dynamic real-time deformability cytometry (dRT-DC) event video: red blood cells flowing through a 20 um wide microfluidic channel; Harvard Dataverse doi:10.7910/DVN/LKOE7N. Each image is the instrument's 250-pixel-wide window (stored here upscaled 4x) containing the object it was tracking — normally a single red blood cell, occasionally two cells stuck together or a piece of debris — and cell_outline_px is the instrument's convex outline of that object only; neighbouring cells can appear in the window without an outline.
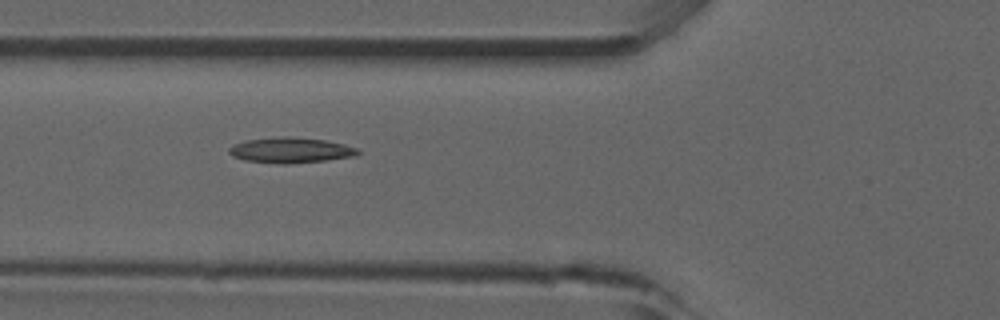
{"species": "common noctule bat (a hibernating species)", "species_latin": "Nyctalus noctula", "temperature_condition": "room temperature", "stored_images_in_passage": 6, "camera_frame_rate_fps": 3000, "um_per_image_px": 0.085, "animal": {"sex": "male", "forearm_length_mm": 52.5}, "frame": {"image": 1, "passage_image": 5, "time_ms": 1.333, "image_size_px": [1000, 320], "cell_outline_px": [[360, 152], [356, 156], [324, 160], [284, 164], [280, 164], [244, 160], [232, 156], [228, 152], [228, 148], [232, 144], [244, 140], [288, 136], [324, 140], [344, 144], [356, 148]], "centroid_in_image_um": [24.65, 12.76], "position_along_channel_um": 101.1, "area_um2": 19.02}}
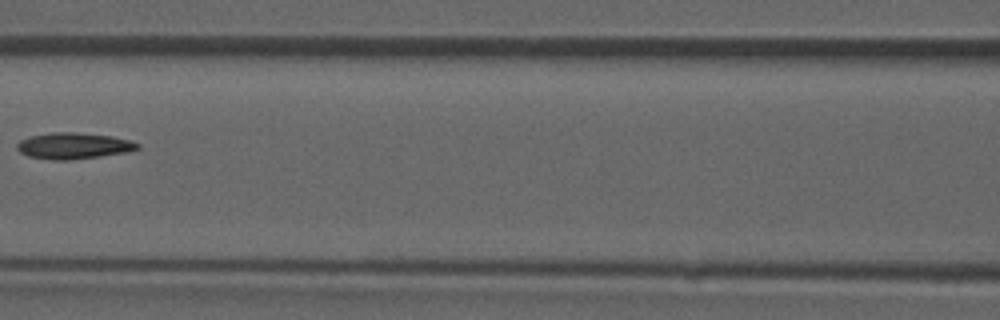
{"frame": {"image": 2, "passage_image": 6, "time_ms": 1.667, "image_size_px": [1000, 320], "cell_outline_px": [[140, 148], [128, 152], [68, 160], [52, 160], [28, 156], [20, 152], [16, 148], [16, 144], [20, 140], [32, 136], [56, 132], [76, 132], [112, 136], [128, 140], [140, 144]], "centroid_in_image_um": [6.25, 12.39], "position_along_channel_um": 160.4, "area_um2": 18.26}}